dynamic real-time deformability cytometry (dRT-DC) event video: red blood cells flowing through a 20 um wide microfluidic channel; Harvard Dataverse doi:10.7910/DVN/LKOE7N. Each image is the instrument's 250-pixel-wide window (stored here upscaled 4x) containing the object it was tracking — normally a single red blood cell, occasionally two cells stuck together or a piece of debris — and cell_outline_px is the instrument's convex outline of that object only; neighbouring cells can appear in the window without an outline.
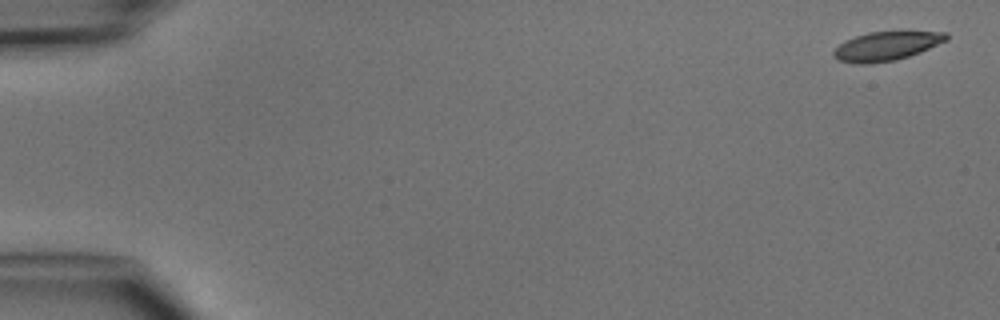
{"species": "common noctule bat (a hibernating species)", "species_latin": "Nyctalus noctula", "temperature_condition": "cold", "stored_images_in_passage": 5, "camera_frame_rate_fps": 3000, "um_per_image_px": 0.085, "animal": {"sex": "male", "body_mass_g": 15.6}, "frame": {"image": 1, "passage_image": 1, "time_ms": 0.0, "image_size_px": [1000, 320], "cell_outline_px": [[948, 40], [920, 52], [896, 60], [868, 64], [856, 64], [836, 60], [832, 56], [832, 52], [844, 40], [868, 32], [900, 28], [948, 32]], "centroid_in_image_um": [75.39, 3.86], "position_along_channel_um": 9.6, "area_um2": 20.17}}
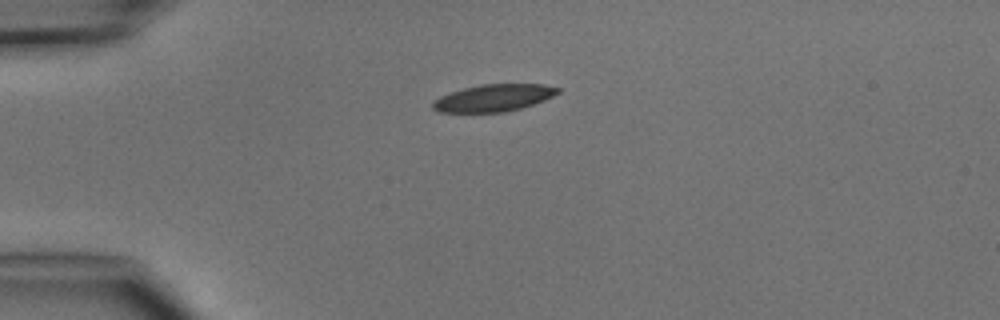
{"frame": {"image": 2, "passage_image": 4, "time_ms": 3.667, "image_size_px": [1000, 320], "cell_outline_px": [[560, 92], [544, 100], [520, 108], [504, 112], [440, 112], [432, 108], [432, 100], [440, 96], [464, 88], [480, 84], [544, 84], [560, 88]], "centroid_in_image_um": [41.95, 8.31], "position_along_channel_um": 43.1, "area_um2": 19.65}}